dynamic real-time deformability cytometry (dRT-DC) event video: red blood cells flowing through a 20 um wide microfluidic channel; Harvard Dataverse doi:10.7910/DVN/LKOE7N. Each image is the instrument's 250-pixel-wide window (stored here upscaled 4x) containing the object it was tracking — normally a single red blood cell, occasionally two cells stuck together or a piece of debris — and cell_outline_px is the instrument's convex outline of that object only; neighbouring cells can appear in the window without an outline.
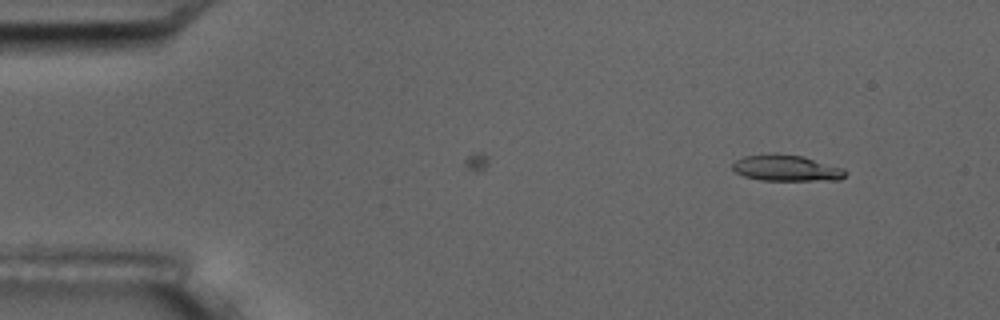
{"species": "common noctule bat (a hibernating species)", "species_latin": "Nyctalus noctula", "temperature_condition": "room temperature", "stored_images_in_passage": 4, "camera_frame_rate_fps": 3000, "um_per_image_px": 0.085, "animal": {"sex": "male", "body_mass_g": 17.5, "forearm_length_mm": 52.3}, "frame": {"image": 1, "passage_image": 4, "time_ms": 3.333, "image_size_px": [1000, 320], "cell_outline_px": [[848, 172], [840, 180], [760, 180], [744, 176], [736, 172], [732, 168], [732, 164], [736, 160], [744, 156], [776, 152], [804, 156], [844, 168]], "centroid_in_image_um": [66.86, 14.27], "position_along_channel_um": 18.1, "area_um2": 17.46}}